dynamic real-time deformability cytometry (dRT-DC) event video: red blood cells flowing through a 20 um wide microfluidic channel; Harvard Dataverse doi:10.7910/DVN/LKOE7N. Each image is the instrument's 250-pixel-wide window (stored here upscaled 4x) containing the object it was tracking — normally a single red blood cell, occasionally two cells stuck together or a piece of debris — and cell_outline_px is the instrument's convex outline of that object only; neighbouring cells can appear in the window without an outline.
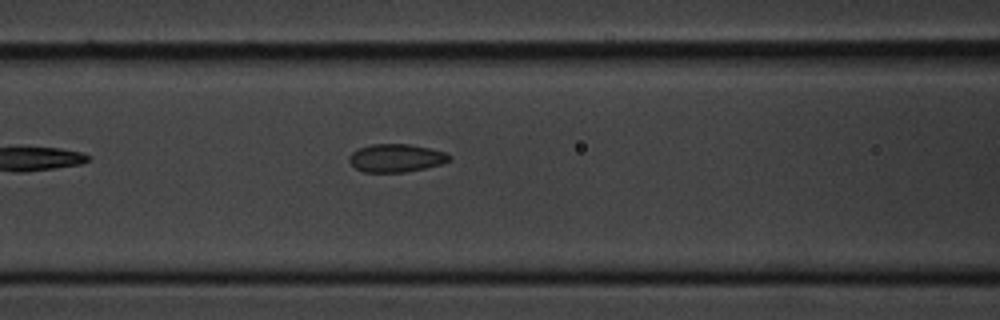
{"species": "common noctule bat (a hibernating species)", "species_latin": "Nyctalus noctula", "temperature_condition": "cold", "stored_images_in_passage": 5, "camera_frame_rate_fps": 3000, "um_per_image_px": 0.085, "animal": {"sex": "male", "body_mass_g": 20.1, "forearm_length_mm": 53.5}, "frame": {"image": 1, "passage_image": 5, "time_ms": 5.0, "image_size_px": [1000, 320], "cell_outline_px": [[452, 156], [448, 160], [440, 164], [424, 168], [404, 172], [364, 172], [356, 168], [348, 160], [348, 156], [352, 152], [360, 148], [372, 144], [408, 144], [428, 148], [444, 152]], "centroid_in_image_um": [33.63, 13.43], "position_along_channel_um": 133.0, "area_um2": 16.13}}